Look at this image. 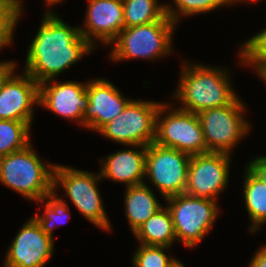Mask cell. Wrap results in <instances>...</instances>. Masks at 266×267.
Here are the masks:
<instances>
[{
    "label": "cell",
    "mask_w": 266,
    "mask_h": 267,
    "mask_svg": "<svg viewBox=\"0 0 266 267\" xmlns=\"http://www.w3.org/2000/svg\"><path fill=\"white\" fill-rule=\"evenodd\" d=\"M54 237L45 234L33 217L23 224L4 255L6 267H45L54 254Z\"/></svg>",
    "instance_id": "obj_12"
},
{
    "label": "cell",
    "mask_w": 266,
    "mask_h": 267,
    "mask_svg": "<svg viewBox=\"0 0 266 267\" xmlns=\"http://www.w3.org/2000/svg\"><path fill=\"white\" fill-rule=\"evenodd\" d=\"M31 128L27 122L0 119V157L31 144Z\"/></svg>",
    "instance_id": "obj_23"
},
{
    "label": "cell",
    "mask_w": 266,
    "mask_h": 267,
    "mask_svg": "<svg viewBox=\"0 0 266 267\" xmlns=\"http://www.w3.org/2000/svg\"><path fill=\"white\" fill-rule=\"evenodd\" d=\"M231 156L222 152L191 155L185 193L217 201L228 185Z\"/></svg>",
    "instance_id": "obj_11"
},
{
    "label": "cell",
    "mask_w": 266,
    "mask_h": 267,
    "mask_svg": "<svg viewBox=\"0 0 266 267\" xmlns=\"http://www.w3.org/2000/svg\"><path fill=\"white\" fill-rule=\"evenodd\" d=\"M161 103L152 99H133L122 113L97 133L122 146H148L155 142L156 116Z\"/></svg>",
    "instance_id": "obj_9"
},
{
    "label": "cell",
    "mask_w": 266,
    "mask_h": 267,
    "mask_svg": "<svg viewBox=\"0 0 266 267\" xmlns=\"http://www.w3.org/2000/svg\"><path fill=\"white\" fill-rule=\"evenodd\" d=\"M191 155L151 143L146 146L145 179L162 199L185 193Z\"/></svg>",
    "instance_id": "obj_10"
},
{
    "label": "cell",
    "mask_w": 266,
    "mask_h": 267,
    "mask_svg": "<svg viewBox=\"0 0 266 267\" xmlns=\"http://www.w3.org/2000/svg\"><path fill=\"white\" fill-rule=\"evenodd\" d=\"M159 0H122L124 28L148 24L161 20L165 15V4Z\"/></svg>",
    "instance_id": "obj_21"
},
{
    "label": "cell",
    "mask_w": 266,
    "mask_h": 267,
    "mask_svg": "<svg viewBox=\"0 0 266 267\" xmlns=\"http://www.w3.org/2000/svg\"><path fill=\"white\" fill-rule=\"evenodd\" d=\"M177 24L167 15L161 20L123 28L110 44L109 59L122 62L133 59L156 60L173 54V36Z\"/></svg>",
    "instance_id": "obj_4"
},
{
    "label": "cell",
    "mask_w": 266,
    "mask_h": 267,
    "mask_svg": "<svg viewBox=\"0 0 266 267\" xmlns=\"http://www.w3.org/2000/svg\"><path fill=\"white\" fill-rule=\"evenodd\" d=\"M84 82L50 79L40 83L38 107L83 127V116L89 103L87 81Z\"/></svg>",
    "instance_id": "obj_13"
},
{
    "label": "cell",
    "mask_w": 266,
    "mask_h": 267,
    "mask_svg": "<svg viewBox=\"0 0 266 267\" xmlns=\"http://www.w3.org/2000/svg\"><path fill=\"white\" fill-rule=\"evenodd\" d=\"M171 104H160L156 116L155 143L189 155L207 153L198 114L175 109Z\"/></svg>",
    "instance_id": "obj_8"
},
{
    "label": "cell",
    "mask_w": 266,
    "mask_h": 267,
    "mask_svg": "<svg viewBox=\"0 0 266 267\" xmlns=\"http://www.w3.org/2000/svg\"><path fill=\"white\" fill-rule=\"evenodd\" d=\"M39 102V84L26 72L16 70L0 89V119L27 122L32 125L34 109Z\"/></svg>",
    "instance_id": "obj_14"
},
{
    "label": "cell",
    "mask_w": 266,
    "mask_h": 267,
    "mask_svg": "<svg viewBox=\"0 0 266 267\" xmlns=\"http://www.w3.org/2000/svg\"><path fill=\"white\" fill-rule=\"evenodd\" d=\"M99 180L102 181L99 172L94 174L56 163L53 188L54 192L62 188L65 197L87 221L109 233L112 226L98 189Z\"/></svg>",
    "instance_id": "obj_5"
},
{
    "label": "cell",
    "mask_w": 266,
    "mask_h": 267,
    "mask_svg": "<svg viewBox=\"0 0 266 267\" xmlns=\"http://www.w3.org/2000/svg\"><path fill=\"white\" fill-rule=\"evenodd\" d=\"M169 209L177 242L195 248L213 229L220 216L218 201L182 193L164 199Z\"/></svg>",
    "instance_id": "obj_6"
},
{
    "label": "cell",
    "mask_w": 266,
    "mask_h": 267,
    "mask_svg": "<svg viewBox=\"0 0 266 267\" xmlns=\"http://www.w3.org/2000/svg\"><path fill=\"white\" fill-rule=\"evenodd\" d=\"M21 16L13 0H0V52L13 44L14 32Z\"/></svg>",
    "instance_id": "obj_27"
},
{
    "label": "cell",
    "mask_w": 266,
    "mask_h": 267,
    "mask_svg": "<svg viewBox=\"0 0 266 267\" xmlns=\"http://www.w3.org/2000/svg\"><path fill=\"white\" fill-rule=\"evenodd\" d=\"M244 166L243 199L251 221L248 230L255 233L266 224V185L247 165Z\"/></svg>",
    "instance_id": "obj_20"
},
{
    "label": "cell",
    "mask_w": 266,
    "mask_h": 267,
    "mask_svg": "<svg viewBox=\"0 0 266 267\" xmlns=\"http://www.w3.org/2000/svg\"><path fill=\"white\" fill-rule=\"evenodd\" d=\"M239 50V63L257 74L266 66V28L247 39Z\"/></svg>",
    "instance_id": "obj_25"
},
{
    "label": "cell",
    "mask_w": 266,
    "mask_h": 267,
    "mask_svg": "<svg viewBox=\"0 0 266 267\" xmlns=\"http://www.w3.org/2000/svg\"><path fill=\"white\" fill-rule=\"evenodd\" d=\"M23 71L38 84L57 79L94 48L81 35L79 26L62 20L54 11H45L40 27L27 48Z\"/></svg>",
    "instance_id": "obj_1"
},
{
    "label": "cell",
    "mask_w": 266,
    "mask_h": 267,
    "mask_svg": "<svg viewBox=\"0 0 266 267\" xmlns=\"http://www.w3.org/2000/svg\"><path fill=\"white\" fill-rule=\"evenodd\" d=\"M139 244L172 247L177 241L171 213L167 206L160 208L134 233Z\"/></svg>",
    "instance_id": "obj_19"
},
{
    "label": "cell",
    "mask_w": 266,
    "mask_h": 267,
    "mask_svg": "<svg viewBox=\"0 0 266 267\" xmlns=\"http://www.w3.org/2000/svg\"><path fill=\"white\" fill-rule=\"evenodd\" d=\"M17 62L9 61H0V89L2 88L3 83L8 79V77L16 70Z\"/></svg>",
    "instance_id": "obj_29"
},
{
    "label": "cell",
    "mask_w": 266,
    "mask_h": 267,
    "mask_svg": "<svg viewBox=\"0 0 266 267\" xmlns=\"http://www.w3.org/2000/svg\"><path fill=\"white\" fill-rule=\"evenodd\" d=\"M182 61L177 89L172 96L181 110L200 113L203 110L231 104L238 94L233 89L227 68Z\"/></svg>",
    "instance_id": "obj_2"
},
{
    "label": "cell",
    "mask_w": 266,
    "mask_h": 267,
    "mask_svg": "<svg viewBox=\"0 0 266 267\" xmlns=\"http://www.w3.org/2000/svg\"><path fill=\"white\" fill-rule=\"evenodd\" d=\"M49 5L53 8L54 0H45V6H48V9L47 10L45 9V11H48V12L52 11V8Z\"/></svg>",
    "instance_id": "obj_33"
},
{
    "label": "cell",
    "mask_w": 266,
    "mask_h": 267,
    "mask_svg": "<svg viewBox=\"0 0 266 267\" xmlns=\"http://www.w3.org/2000/svg\"><path fill=\"white\" fill-rule=\"evenodd\" d=\"M257 74L258 77L265 83L266 86V66L263 67Z\"/></svg>",
    "instance_id": "obj_31"
},
{
    "label": "cell",
    "mask_w": 266,
    "mask_h": 267,
    "mask_svg": "<svg viewBox=\"0 0 266 267\" xmlns=\"http://www.w3.org/2000/svg\"><path fill=\"white\" fill-rule=\"evenodd\" d=\"M128 148L120 149L115 153L105 156L106 158L101 157L99 159L101 179L116 181L124 184L125 187L144 183L146 146L128 145Z\"/></svg>",
    "instance_id": "obj_17"
},
{
    "label": "cell",
    "mask_w": 266,
    "mask_h": 267,
    "mask_svg": "<svg viewBox=\"0 0 266 267\" xmlns=\"http://www.w3.org/2000/svg\"><path fill=\"white\" fill-rule=\"evenodd\" d=\"M64 0H54V6L58 5L59 3L63 2Z\"/></svg>",
    "instance_id": "obj_36"
},
{
    "label": "cell",
    "mask_w": 266,
    "mask_h": 267,
    "mask_svg": "<svg viewBox=\"0 0 266 267\" xmlns=\"http://www.w3.org/2000/svg\"><path fill=\"white\" fill-rule=\"evenodd\" d=\"M132 254L133 267H173L179 260L165 252L171 247L139 244Z\"/></svg>",
    "instance_id": "obj_26"
},
{
    "label": "cell",
    "mask_w": 266,
    "mask_h": 267,
    "mask_svg": "<svg viewBox=\"0 0 266 267\" xmlns=\"http://www.w3.org/2000/svg\"><path fill=\"white\" fill-rule=\"evenodd\" d=\"M259 1H264V0H239V4H240V3H243V2H244L245 4H246V3H249V2H250V3H254V2L257 3V2H259Z\"/></svg>",
    "instance_id": "obj_34"
},
{
    "label": "cell",
    "mask_w": 266,
    "mask_h": 267,
    "mask_svg": "<svg viewBox=\"0 0 266 267\" xmlns=\"http://www.w3.org/2000/svg\"><path fill=\"white\" fill-rule=\"evenodd\" d=\"M32 143L0 157V183L28 201H40L54 191L55 163L43 162Z\"/></svg>",
    "instance_id": "obj_3"
},
{
    "label": "cell",
    "mask_w": 266,
    "mask_h": 267,
    "mask_svg": "<svg viewBox=\"0 0 266 267\" xmlns=\"http://www.w3.org/2000/svg\"><path fill=\"white\" fill-rule=\"evenodd\" d=\"M175 4L169 2L165 4L166 15L178 24L181 18L194 15L210 13L223 6H234L239 4V0H172ZM169 3V4H168ZM233 4V5H232ZM174 6V7H173Z\"/></svg>",
    "instance_id": "obj_24"
},
{
    "label": "cell",
    "mask_w": 266,
    "mask_h": 267,
    "mask_svg": "<svg viewBox=\"0 0 266 267\" xmlns=\"http://www.w3.org/2000/svg\"><path fill=\"white\" fill-rule=\"evenodd\" d=\"M14 1V5H15V7H16V9L21 13V14H23L22 12H23V9H24V7H22L23 6V0H13Z\"/></svg>",
    "instance_id": "obj_32"
},
{
    "label": "cell",
    "mask_w": 266,
    "mask_h": 267,
    "mask_svg": "<svg viewBox=\"0 0 266 267\" xmlns=\"http://www.w3.org/2000/svg\"><path fill=\"white\" fill-rule=\"evenodd\" d=\"M266 185V156H258L246 164Z\"/></svg>",
    "instance_id": "obj_28"
},
{
    "label": "cell",
    "mask_w": 266,
    "mask_h": 267,
    "mask_svg": "<svg viewBox=\"0 0 266 267\" xmlns=\"http://www.w3.org/2000/svg\"><path fill=\"white\" fill-rule=\"evenodd\" d=\"M248 264V267H266V244L257 249Z\"/></svg>",
    "instance_id": "obj_30"
},
{
    "label": "cell",
    "mask_w": 266,
    "mask_h": 267,
    "mask_svg": "<svg viewBox=\"0 0 266 267\" xmlns=\"http://www.w3.org/2000/svg\"><path fill=\"white\" fill-rule=\"evenodd\" d=\"M85 13L79 29L94 49L97 42L110 45L124 28L122 0H88Z\"/></svg>",
    "instance_id": "obj_15"
},
{
    "label": "cell",
    "mask_w": 266,
    "mask_h": 267,
    "mask_svg": "<svg viewBox=\"0 0 266 267\" xmlns=\"http://www.w3.org/2000/svg\"><path fill=\"white\" fill-rule=\"evenodd\" d=\"M86 92L89 103L83 116V128L95 132L122 113L133 100L123 96L116 85L104 78L87 80Z\"/></svg>",
    "instance_id": "obj_16"
},
{
    "label": "cell",
    "mask_w": 266,
    "mask_h": 267,
    "mask_svg": "<svg viewBox=\"0 0 266 267\" xmlns=\"http://www.w3.org/2000/svg\"><path fill=\"white\" fill-rule=\"evenodd\" d=\"M173 267H185L184 263H182L181 261H179L175 266Z\"/></svg>",
    "instance_id": "obj_35"
},
{
    "label": "cell",
    "mask_w": 266,
    "mask_h": 267,
    "mask_svg": "<svg viewBox=\"0 0 266 267\" xmlns=\"http://www.w3.org/2000/svg\"><path fill=\"white\" fill-rule=\"evenodd\" d=\"M57 193L58 191H53L40 201H36V203H41V206L45 204L44 212L43 214L36 213L35 216H32L40 225L42 231L51 237H54L53 232L54 228H57V224L60 227L71 217L67 201L63 200L61 197L59 198Z\"/></svg>",
    "instance_id": "obj_22"
},
{
    "label": "cell",
    "mask_w": 266,
    "mask_h": 267,
    "mask_svg": "<svg viewBox=\"0 0 266 267\" xmlns=\"http://www.w3.org/2000/svg\"><path fill=\"white\" fill-rule=\"evenodd\" d=\"M246 104L238 96L231 104L206 109L198 113L208 152L233 155L237 144L251 132Z\"/></svg>",
    "instance_id": "obj_7"
},
{
    "label": "cell",
    "mask_w": 266,
    "mask_h": 267,
    "mask_svg": "<svg viewBox=\"0 0 266 267\" xmlns=\"http://www.w3.org/2000/svg\"><path fill=\"white\" fill-rule=\"evenodd\" d=\"M124 212L132 234L163 207L148 183L125 187Z\"/></svg>",
    "instance_id": "obj_18"
}]
</instances>
